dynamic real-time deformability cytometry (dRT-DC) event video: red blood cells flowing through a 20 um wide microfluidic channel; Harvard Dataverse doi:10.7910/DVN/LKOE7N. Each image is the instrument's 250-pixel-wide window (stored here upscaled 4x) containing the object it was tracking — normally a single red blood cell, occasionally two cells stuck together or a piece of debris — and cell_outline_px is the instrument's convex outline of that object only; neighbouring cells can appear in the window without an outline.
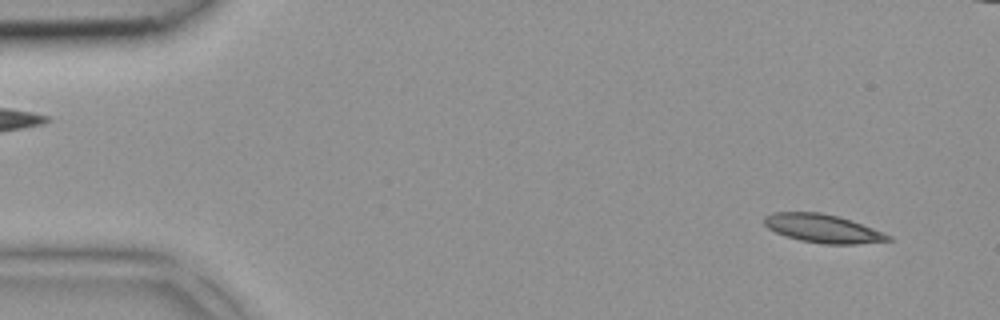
{"species": "common noctule bat (a hibernating species)", "species_latin": "Nyctalus noctula", "temperature_condition": "room temperature", "stored_images_in_passage": 43, "camera_frame_rate_fps": 3000, "um_per_image_px": 0.085, "animal": {"sex": "female", "body_mass_g": 18.4}, "frame": {"image": 1, "passage_image": 2, "time_ms": 0.333, "image_size_px": [1000, 320], "cell_outline_px": [[892, 240], [856, 244], [824, 244], [800, 240], [776, 232], [768, 228], [764, 224], [764, 216], [772, 212], [820, 212], [840, 216], [852, 220], [884, 232], [892, 236]], "centroid_in_image_um": [69.96, 19.41], "position_along_channel_um": 15.0, "area_um2": 20.58}}
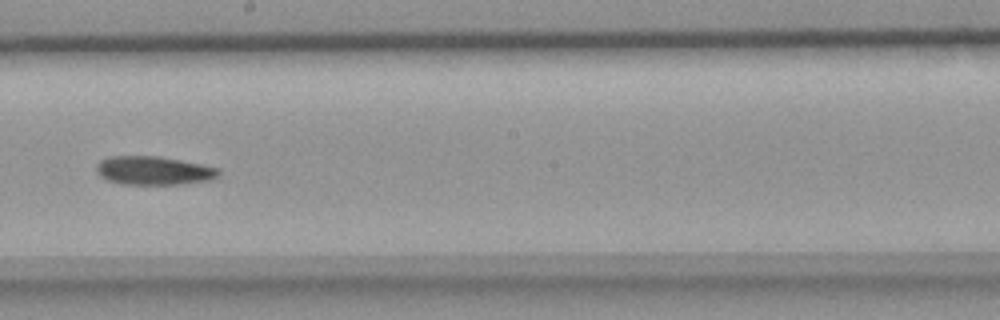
{"frame": {"image": 2, "passage_image": 23, "time_ms": 7.333, "image_size_px": [1000, 320], "cell_outline_px": [[220, 172], [212, 180], [184, 184], [124, 184], [108, 180], [100, 176], [96, 172], [96, 164], [100, 160], [108, 156], [156, 156], [180, 160], [220, 168]], "centroid_in_image_um": [13.05, 14.5], "position_along_channel_um": 235.2, "area_um2": 20.4}}
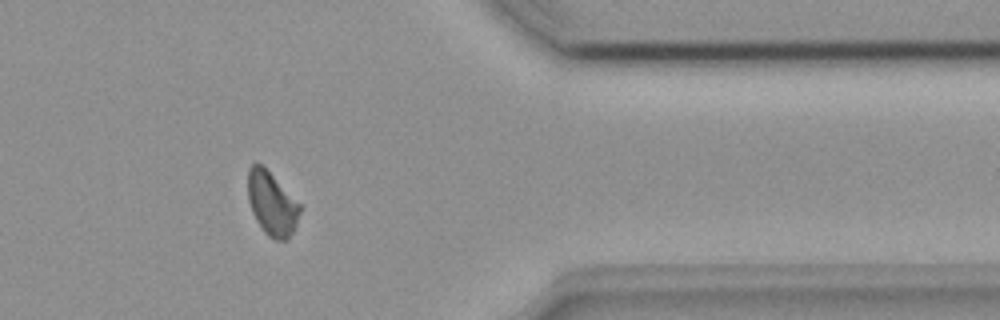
{"frame": {"image": 3, "passage_image": 34, "time_ms": 11.0, "image_size_px": [1000, 320], "cell_outline_px": [[300, 212], [296, 224], [288, 240], [276, 240], [268, 236], [264, 232], [256, 220], [252, 212], [248, 200], [248, 168], [256, 160], [300, 204]], "centroid_in_image_um": [23.08, 17.33], "position_along_channel_um": 388.3, "area_um2": 18.96}}